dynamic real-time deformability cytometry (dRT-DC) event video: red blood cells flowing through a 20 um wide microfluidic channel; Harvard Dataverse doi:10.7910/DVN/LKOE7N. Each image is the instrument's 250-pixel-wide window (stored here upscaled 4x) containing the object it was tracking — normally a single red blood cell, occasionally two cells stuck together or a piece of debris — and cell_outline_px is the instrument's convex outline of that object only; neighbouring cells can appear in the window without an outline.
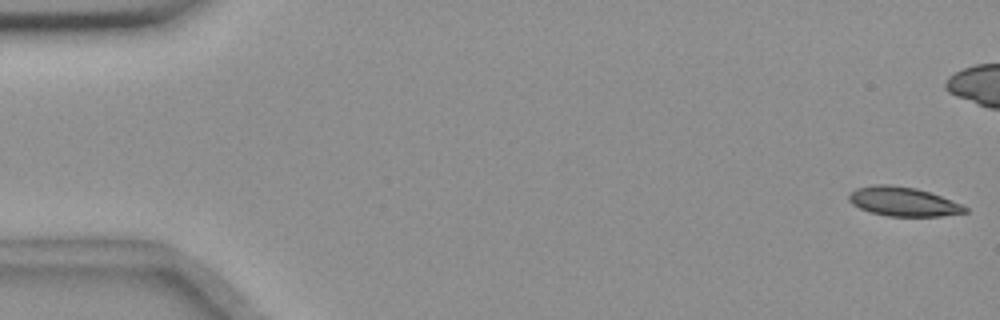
{"species": "common noctule bat (a hibernating species)", "species_latin": "Nyctalus noctula", "temperature_condition": "room temperature", "stored_images_in_passage": 56, "camera_frame_rate_fps": 3000, "um_per_image_px": 0.085, "animal": {"sex": "female", "body_mass_g": 18.4}, "frame": {"image": 1, "passage_image": 1, "time_ms": 0.0, "image_size_px": [1000, 320], "cell_outline_px": [[968, 212], [940, 216], [888, 216], [872, 212], [860, 208], [852, 204], [848, 200], [848, 196], [856, 188], [872, 184], [888, 184], [916, 188], [940, 196], [960, 204], [968, 208]], "centroid_in_image_um": [76.74, 17.13], "position_along_channel_um": 8.3, "area_um2": 19.54}}
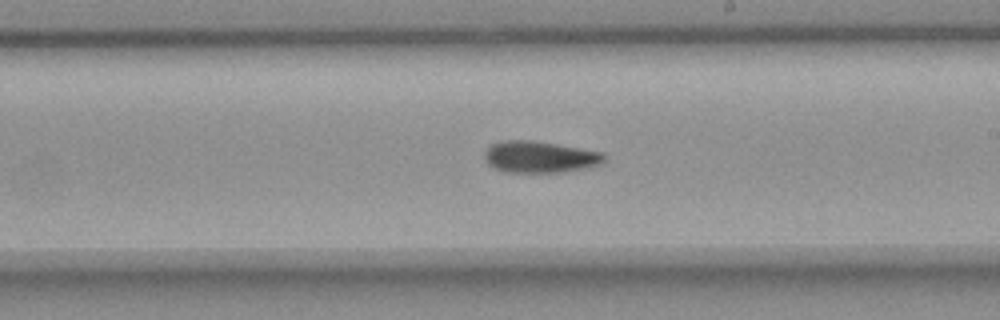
{"frame": {"image": 2, "passage_image": 32, "time_ms": 10.333, "image_size_px": [1000, 320], "cell_outline_px": [[604, 164], [592, 168], [564, 172], [504, 172], [492, 168], [484, 160], [484, 152], [492, 144], [508, 140], [532, 140], [604, 152]], "centroid_in_image_um": [45.92, 13.36], "position_along_channel_um": 243.1, "area_um2": 22.37}}
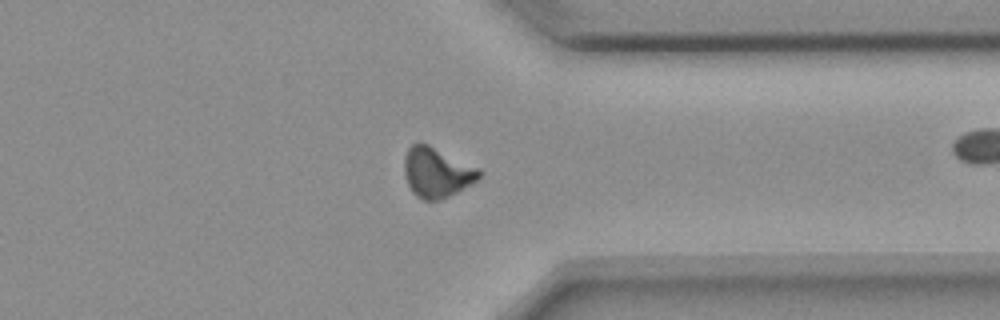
{"frame": {"image": 3, "passage_image": 43, "time_ms": 14.0, "image_size_px": [1000, 320], "cell_outline_px": [[484, 172], [476, 180], [456, 192], [440, 200], [424, 200], [416, 196], [412, 192], [408, 184], [404, 172], [404, 156], [408, 148], [412, 144], [428, 144], [480, 168]], "centroid_in_image_um": [37.12, 14.65], "position_along_channel_um": 374.3, "area_um2": 21.68}, "authors_computed_cell_mechanics": {"area_um2": 21.1548, "velocity_mm_per_s": 3.6548, "shape_relaxation_time_tau1_ms": 10.7874, "shape_relaxation_time_tau2_ms": null, "deformation_change_tau1": 0.2118, "deformation_change_tau2": null}}